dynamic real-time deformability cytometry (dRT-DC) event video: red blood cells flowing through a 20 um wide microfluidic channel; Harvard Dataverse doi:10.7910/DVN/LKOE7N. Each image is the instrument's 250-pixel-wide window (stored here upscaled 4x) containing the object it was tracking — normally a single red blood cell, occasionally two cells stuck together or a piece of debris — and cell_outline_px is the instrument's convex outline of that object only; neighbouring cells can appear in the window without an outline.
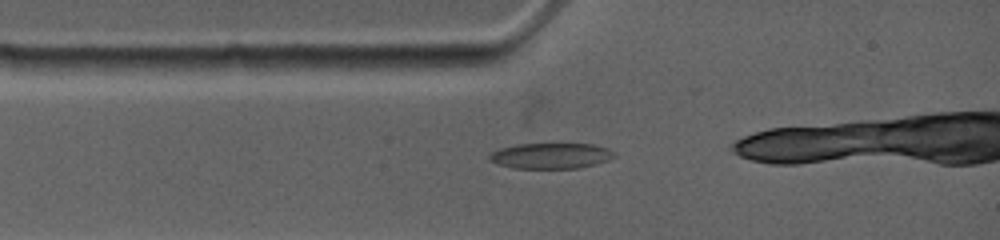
{"species": "common noctule bat (a hibernating species)", "species_latin": "Nyctalus noctula", "temperature_condition": "warm", "stored_images_in_passage": 3, "camera_frame_rate_fps": 4500, "um_per_image_px": 0.085, "animal": {"sex": "female", "body_mass_g": 19.0, "forearm_length_mm": 53.3}, "frame": {"image": 1, "passage_image": 2, "time_ms": 0.667, "image_size_px": [1000, 240], "cell_outline_px": [[616, 156], [608, 160], [596, 164], [580, 168], [512, 168], [488, 160], [488, 156], [492, 152], [500, 148], [516, 144], [592, 144], [608, 148], [616, 152]], "centroid_in_image_um": [46.85, 13.24], "position_along_channel_um": 38.2, "area_um2": 18.73}}